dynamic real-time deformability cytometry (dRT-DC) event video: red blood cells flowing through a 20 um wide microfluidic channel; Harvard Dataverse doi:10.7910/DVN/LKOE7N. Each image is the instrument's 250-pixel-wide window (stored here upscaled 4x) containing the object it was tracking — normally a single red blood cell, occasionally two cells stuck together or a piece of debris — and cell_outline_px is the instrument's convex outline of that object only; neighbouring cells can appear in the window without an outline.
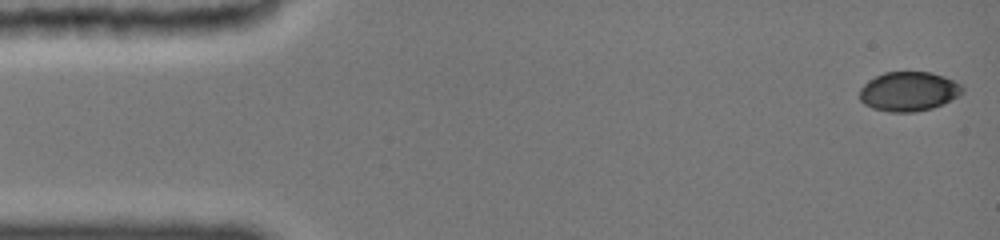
{"species": "common noctule bat (a hibernating species)", "species_latin": "Nyctalus noctula", "temperature_condition": "cold", "stored_images_in_passage": 28, "camera_frame_rate_fps": 3000, "um_per_image_px": 0.085, "animal": {"sex": "female", "body_mass_g": 19.0, "forearm_length_mm": 51.5}, "frame": {"image": 1, "passage_image": 1, "time_ms": 0.0, "image_size_px": [1000, 240], "cell_outline_px": [[964, 92], [960, 96], [944, 104], [932, 108], [912, 112], [892, 112], [872, 108], [864, 104], [860, 100], [860, 88], [868, 80], [884, 72], [932, 72], [944, 76], [960, 84], [964, 88]], "centroid_in_image_um": [77.26, 7.77], "position_along_channel_um": 7.7, "area_um2": 23.76}}
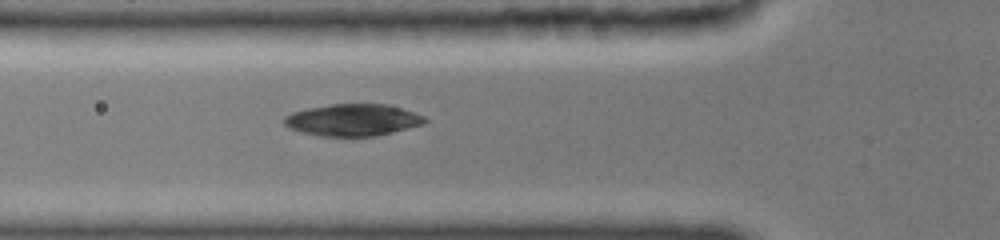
{"frame": {"image": 2, "passage_image": 16, "time_ms": 5.333, "image_size_px": [1000, 240], "cell_outline_px": [[428, 120], [424, 124], [372, 136], [324, 136], [304, 132], [292, 128], [284, 124], [284, 116], [292, 112], [304, 108], [332, 104], [384, 104], [400, 108], [424, 116]], "centroid_in_image_um": [29.96, 10.18], "position_along_channel_um": 95.8, "area_um2": 25.72}}
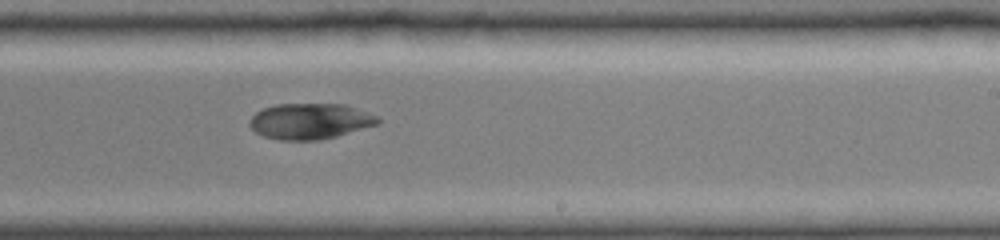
{"frame": {"image": 3, "passage_image": 28, "time_ms": 9.667, "image_size_px": [1000, 240], "cell_outline_px": [[380, 120], [376, 124], [336, 136], [320, 140], [284, 140], [264, 136], [256, 132], [252, 128], [252, 116], [256, 112], [264, 108], [276, 104], [344, 104], [376, 116]], "centroid_in_image_um": [26.34, 10.3], "position_along_channel_um": 262.7, "area_um2": 26.13}}